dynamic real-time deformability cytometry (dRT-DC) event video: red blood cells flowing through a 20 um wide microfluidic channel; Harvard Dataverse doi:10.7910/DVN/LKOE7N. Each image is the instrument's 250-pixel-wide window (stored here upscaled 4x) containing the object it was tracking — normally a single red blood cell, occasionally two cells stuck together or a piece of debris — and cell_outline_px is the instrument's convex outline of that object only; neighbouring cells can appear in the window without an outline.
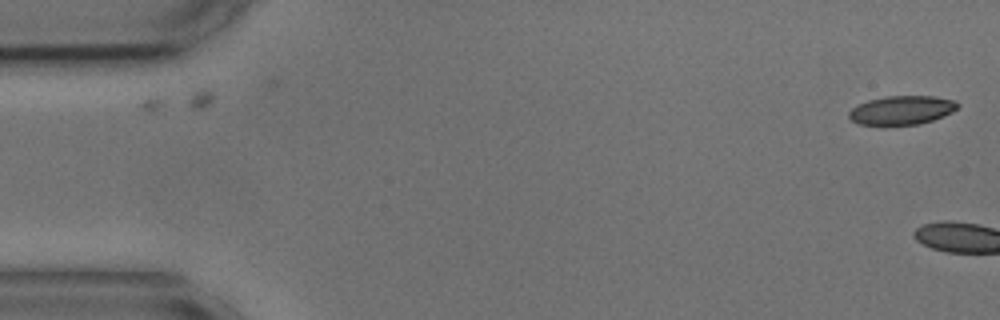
{"species": "common noctule bat (a hibernating species)", "species_latin": "Nyctalus noctula", "temperature_condition": "cold", "stored_images_in_passage": 37, "camera_frame_rate_fps": 3000, "um_per_image_px": 0.085, "animal": {"sex": "male", "body_mass_g": 17.9, "forearm_length_mm": 54.2}, "frame": {"image": 1, "passage_image": 1, "time_ms": 0.0, "image_size_px": [1000, 320], "cell_outline_px": [[960, 104], [952, 112], [944, 116], [920, 124], [860, 124], [852, 120], [848, 116], [848, 112], [852, 108], [868, 100], [888, 96], [936, 96], [956, 100]], "centroid_in_image_um": [76.69, 9.35], "position_along_channel_um": 8.3, "area_um2": 18.09}}
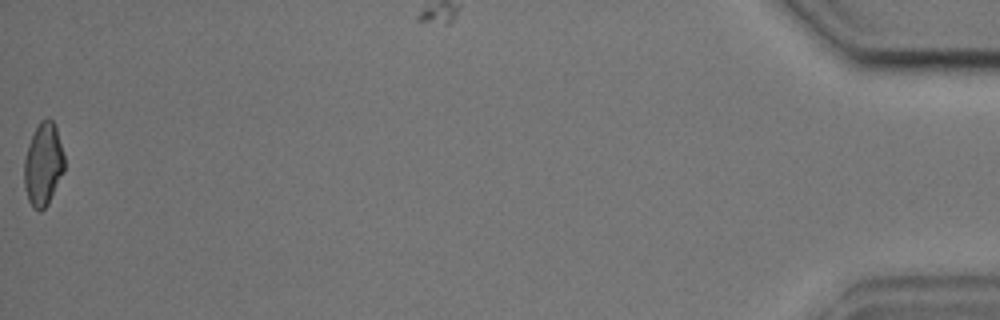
{"frame": {"image": 2, "passage_image": 37, "time_ms": 12.0, "image_size_px": [1000, 320], "cell_outline_px": [[64, 172], [48, 204], [40, 212], [32, 208], [28, 200], [24, 188], [24, 160], [28, 144], [40, 120], [48, 116], [52, 120], [56, 128], [64, 156]], "centroid_in_image_um": [3.66, 13.99], "position_along_channel_um": 431.5, "area_um2": 19.54}, "authors_computed_cell_mechanics": {"area_um2": 19.7098, "velocity_mm_per_s": 3.6261, "shape_relaxation_time_tau1_ms": null, "shape_relaxation_time_tau2_ms": 1.4419, "deformation_change_tau1": null, "deformation_change_tau2": 0.0696}}